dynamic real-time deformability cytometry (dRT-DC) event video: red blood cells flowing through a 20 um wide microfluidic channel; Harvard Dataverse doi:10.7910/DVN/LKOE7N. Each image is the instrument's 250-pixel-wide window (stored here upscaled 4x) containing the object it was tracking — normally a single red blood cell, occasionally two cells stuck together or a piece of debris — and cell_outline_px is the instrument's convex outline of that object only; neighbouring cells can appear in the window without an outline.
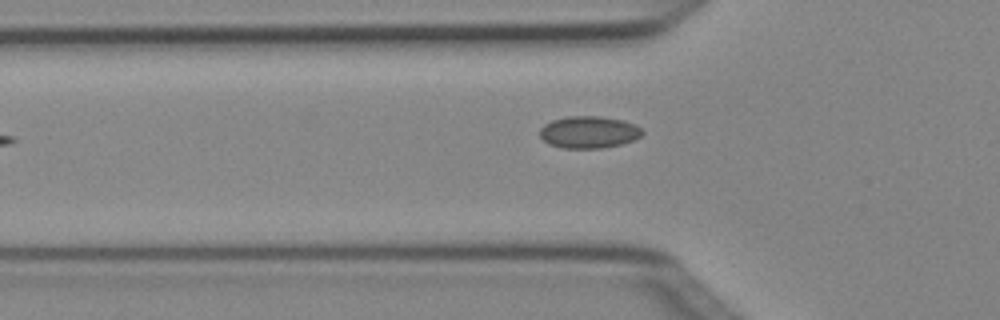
{"species": "Egyptian fruit bat (a non-hibernating species)", "species_latin": "Rousettus aegyptiacus", "temperature_condition": "cold", "stored_images_in_passage": 4, "camera_frame_rate_fps": 3000, "um_per_image_px": 0.085, "animal": {"sex": "female"}, "frame": {"image": 1, "passage_image": 4, "time_ms": 1.0, "image_size_px": [1000, 320], "cell_outline_px": [[644, 132], [640, 136], [632, 140], [620, 144], [604, 148], [560, 148], [548, 144], [540, 136], [540, 128], [544, 124], [552, 120], [564, 116], [600, 116], [624, 120], [636, 124]], "centroid_in_image_um": [50.03, 11.22], "position_along_channel_um": 75.8, "area_um2": 19.31}}